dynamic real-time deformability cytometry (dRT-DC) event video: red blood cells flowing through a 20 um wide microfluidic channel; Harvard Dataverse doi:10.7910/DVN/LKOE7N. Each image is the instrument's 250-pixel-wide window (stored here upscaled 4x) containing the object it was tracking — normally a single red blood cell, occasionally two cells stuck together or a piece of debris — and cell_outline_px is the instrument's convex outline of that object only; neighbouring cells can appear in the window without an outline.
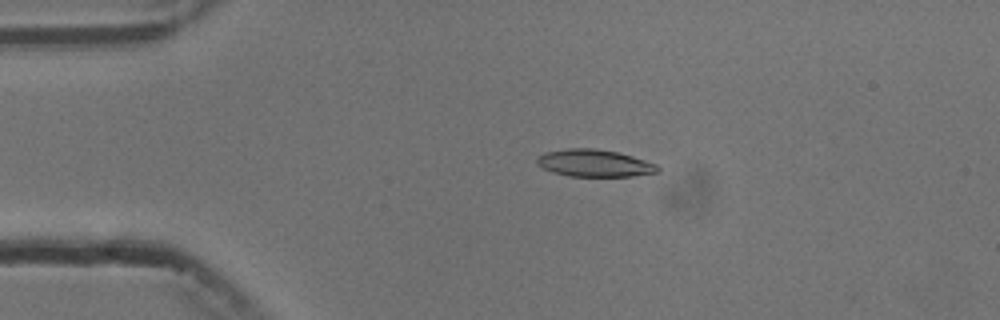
{"species": "common noctule bat (a hibernating species)", "species_latin": "Nyctalus noctula", "temperature_condition": "cold", "stored_images_in_passage": 4, "camera_frame_rate_fps": 3000, "um_per_image_px": 0.085, "animal": {"sex": "male", "body_mass_g": 13.3}, "frame": {"image": 1, "passage_image": 3, "time_ms": 3.0, "image_size_px": [1000, 320], "cell_outline_px": [[660, 172], [632, 176], [568, 176], [552, 172], [536, 164], [536, 156], [544, 152], [568, 148], [596, 148], [620, 152], [656, 164], [660, 168]], "centroid_in_image_um": [50.51, 13.86], "position_along_channel_um": 34.5, "area_um2": 19.36}}